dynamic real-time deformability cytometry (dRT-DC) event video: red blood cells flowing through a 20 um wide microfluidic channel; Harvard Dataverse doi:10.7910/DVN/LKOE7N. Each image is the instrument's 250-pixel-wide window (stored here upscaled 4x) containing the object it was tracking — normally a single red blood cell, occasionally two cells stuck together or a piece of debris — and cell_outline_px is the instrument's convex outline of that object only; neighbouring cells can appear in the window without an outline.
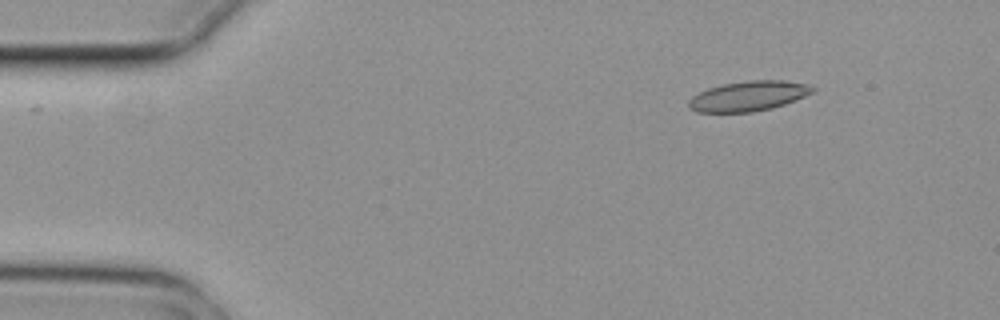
{"species": "common noctule bat (a hibernating species)", "species_latin": "Nyctalus noctula", "temperature_condition": "cold", "stored_images_in_passage": 4, "camera_frame_rate_fps": 3000, "um_per_image_px": 0.085, "animal": {"sex": "female", "body_mass_g": 29.2, "forearm_length_mm": 56.3}, "frame": {"image": 1, "passage_image": 2, "time_ms": 0.333, "image_size_px": [1000, 320], "cell_outline_px": [[816, 92], [784, 104], [772, 108], [752, 112], [696, 112], [688, 108], [688, 100], [692, 96], [708, 88], [724, 84], [748, 80], [784, 80], [812, 84], [816, 88]], "centroid_in_image_um": [63.66, 8.16], "position_along_channel_um": 21.3, "area_um2": 21.91}}
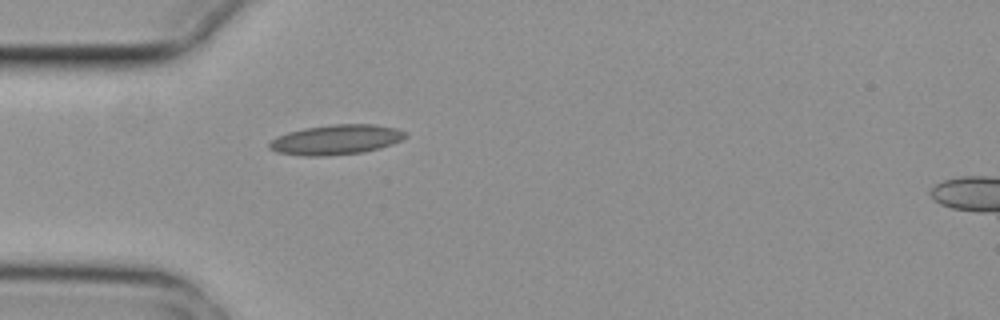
{"frame": {"image": 2, "passage_image": 4, "time_ms": 1.0, "image_size_px": [1000, 320], "cell_outline_px": [[408, 136], [392, 144], [380, 148], [364, 152], [324, 156], [304, 156], [276, 152], [268, 148], [268, 144], [276, 136], [288, 132], [304, 128], [332, 124], [376, 124], [396, 128], [408, 132]], "centroid_in_image_um": [28.58, 11.87], "position_along_channel_um": 56.4, "area_um2": 23.93}}